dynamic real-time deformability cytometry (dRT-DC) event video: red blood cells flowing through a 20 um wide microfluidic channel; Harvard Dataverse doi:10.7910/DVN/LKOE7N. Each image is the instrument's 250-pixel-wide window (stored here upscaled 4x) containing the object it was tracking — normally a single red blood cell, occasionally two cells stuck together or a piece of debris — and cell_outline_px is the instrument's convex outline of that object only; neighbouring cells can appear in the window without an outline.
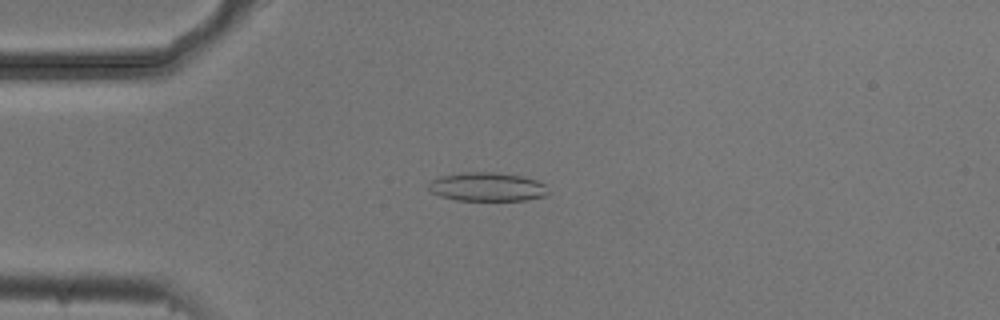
{"species": "common noctule bat (a hibernating species)", "species_latin": "Nyctalus noctula", "temperature_condition": "cold", "stored_images_in_passage": 54, "camera_frame_rate_fps": 3000, "um_per_image_px": 0.085, "animal": {"sex": "male", "body_mass_g": 20.5, "forearm_length_mm": 52.5}, "frame": {"image": 1, "passage_image": 14, "time_ms": 4.333, "image_size_px": [1000, 320], "cell_outline_px": [[548, 196], [528, 200], [456, 200], [440, 196], [432, 192], [428, 188], [428, 184], [432, 180], [440, 176], [468, 172], [492, 172], [524, 176], [536, 180], [544, 184], [548, 192]], "centroid_in_image_um": [41.43, 15.89], "position_along_channel_um": 43.6, "area_um2": 20.06}}
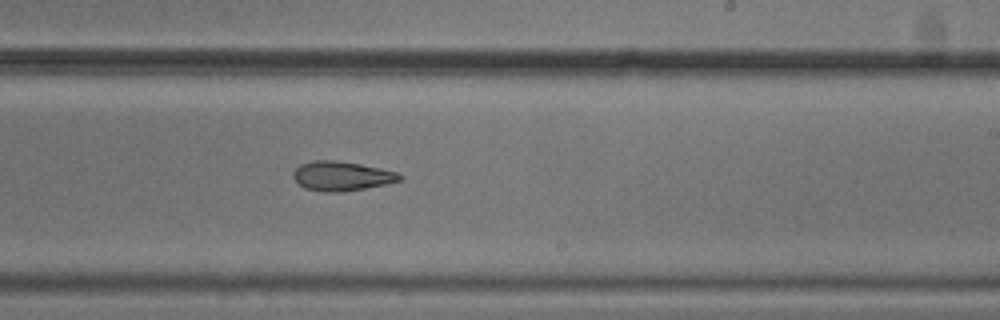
{"frame": {"image": 2, "passage_image": 33, "time_ms": 10.667, "image_size_px": [1000, 320], "cell_outline_px": [[404, 176], [400, 180], [388, 184], [340, 192], [328, 192], [304, 188], [292, 176], [292, 172], [300, 164], [312, 160], [336, 160], [360, 164], [380, 168], [396, 172]], "centroid_in_image_um": [29.03, 14.95], "position_along_channel_um": 260.0, "area_um2": 18.21}}
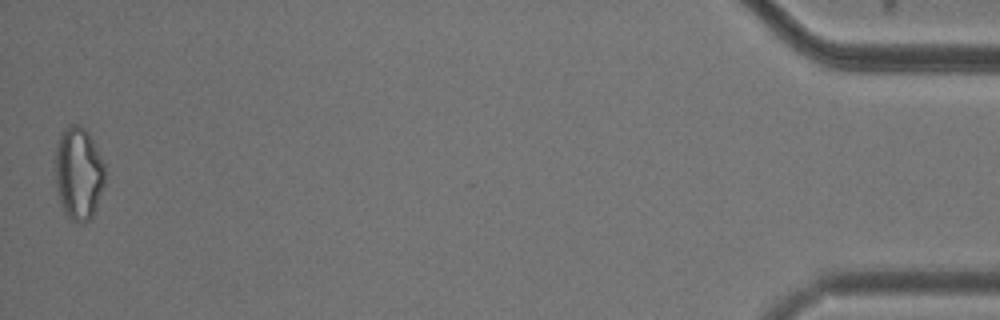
{"frame": {"image": 3, "passage_image": 54, "time_ms": 17.667, "image_size_px": [1000, 320], "cell_outline_px": [[104, 184], [96, 208], [92, 216], [84, 224], [80, 224], [68, 220], [60, 204], [56, 188], [56, 144], [60, 132], [68, 124], [80, 124], [88, 132], [104, 164]], "centroid_in_image_um": [6.65, 14.76], "position_along_channel_um": 428.5, "area_um2": 27.17}, "authors_computed_cell_mechanics": {"area_um2": 20.0855, "velocity_mm_per_s": 3.7264, "shape_relaxation_time_tau1_ms": 4.0263, "shape_relaxation_time_tau2_ms": 5.4495, "deformation_change_tau1": 0.1247, "deformation_change_tau2": 0.1527}}